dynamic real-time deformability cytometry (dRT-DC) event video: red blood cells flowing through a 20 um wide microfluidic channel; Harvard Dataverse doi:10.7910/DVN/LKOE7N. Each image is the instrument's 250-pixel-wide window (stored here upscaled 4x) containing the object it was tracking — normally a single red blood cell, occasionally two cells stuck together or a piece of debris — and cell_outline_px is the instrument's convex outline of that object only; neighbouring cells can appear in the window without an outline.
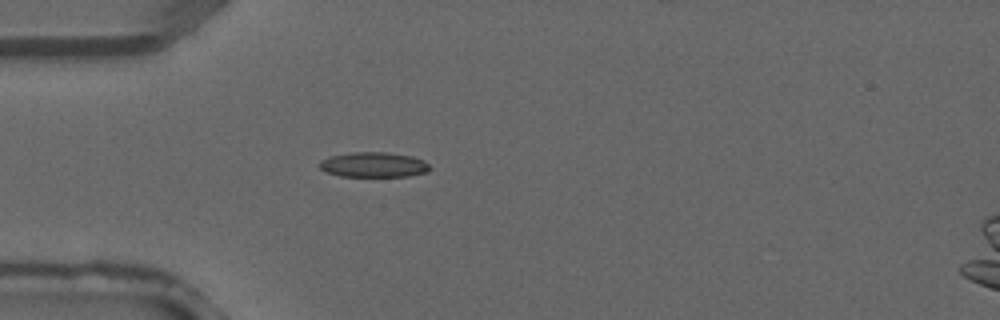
{"species": "common noctule bat (a hibernating species)", "species_latin": "Nyctalus noctula", "temperature_condition": "warm", "stored_images_in_passage": 3, "camera_frame_rate_fps": 3000, "um_per_image_px": 0.085, "animal": {"sex": "male", "forearm_length_mm": 52.5}, "frame": {"image": 1, "passage_image": 3, "time_ms": 0.667, "image_size_px": [1000, 320], "cell_outline_px": [[432, 168], [428, 172], [408, 176], [340, 176], [324, 172], [320, 168], [320, 160], [328, 156], [352, 152], [388, 152], [412, 156], [424, 160]], "centroid_in_image_um": [31.76, 13.99], "position_along_channel_um": 53.2, "area_um2": 16.3}}